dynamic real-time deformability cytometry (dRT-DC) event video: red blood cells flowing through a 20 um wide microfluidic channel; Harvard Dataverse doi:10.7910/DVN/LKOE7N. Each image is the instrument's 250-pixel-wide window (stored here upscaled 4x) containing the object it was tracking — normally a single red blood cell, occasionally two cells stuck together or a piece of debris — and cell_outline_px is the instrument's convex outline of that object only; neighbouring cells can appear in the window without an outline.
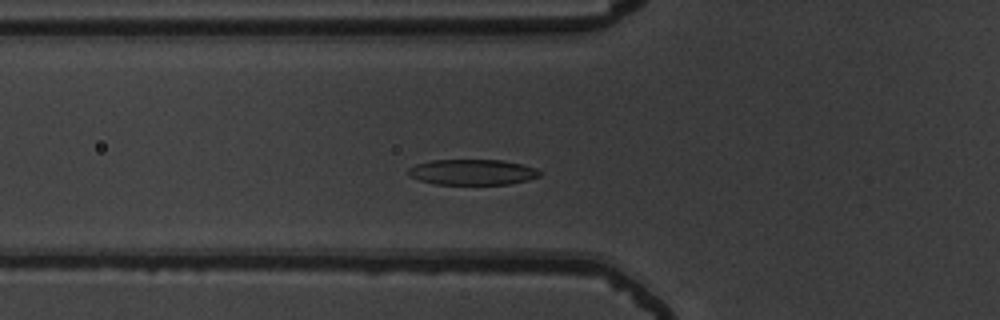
{"species": "common noctule bat (a hibernating species)", "species_latin": "Nyctalus noctula", "temperature_condition": "warm", "stored_images_in_passage": 48, "camera_frame_rate_fps": 3000, "um_per_image_px": 0.085, "animal": {"sex": "male", "body_mass_g": 19.5, "forearm_length_mm": 54.6}, "frame": {"image": 1, "passage_image": 13, "time_ms": 4.0, "image_size_px": [1000, 320], "cell_outline_px": [[544, 172], [540, 176], [528, 180], [508, 184], [436, 184], [420, 180], [408, 176], [408, 168], [416, 164], [432, 160], [500, 160], [520, 164], [536, 168]], "centroid_in_image_um": [40.16, 14.63], "position_along_channel_um": 85.6, "area_um2": 19.59}}
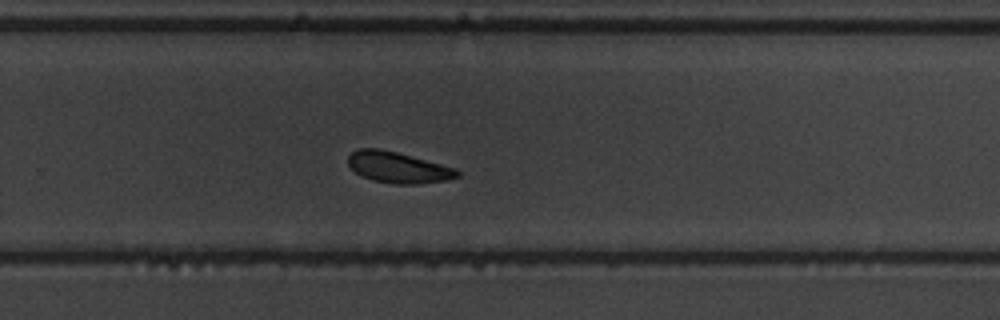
{"frame": {"image": 2, "passage_image": 30, "time_ms": 9.667, "image_size_px": [1000, 320], "cell_outline_px": [[460, 176], [448, 180], [416, 184], [396, 184], [372, 180], [356, 172], [348, 164], [348, 156], [356, 148], [380, 148], [396, 152], [456, 168], [460, 172]], "centroid_in_image_um": [33.84, 14.23], "position_along_channel_um": 296.0, "area_um2": 19.65}}
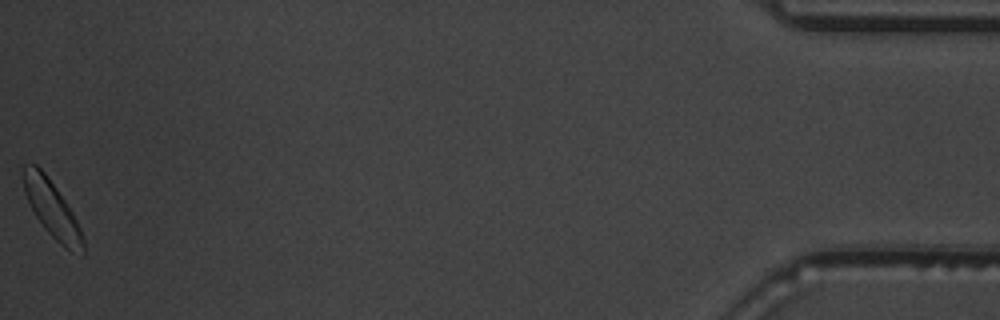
{"frame": {"image": 3, "passage_image": 48, "time_ms": 15.667, "image_size_px": [1000, 320], "cell_outline_px": [[84, 256], [64, 248], [44, 228], [36, 216], [24, 192], [20, 176], [20, 168], [24, 164], [36, 164], [44, 172], [56, 188], [72, 212], [84, 236]], "centroid_in_image_um": [4.38, 17.74], "position_along_channel_um": 430.8, "area_um2": 19.77}, "authors_computed_cell_mechanics": {"area_um2": 20.0566, "velocity_mm_per_s": 3.7187, "shape_relaxation_time_tau1_ms": 1.9879, "shape_relaxation_time_tau2_ms": 3.5453, "deformation_change_tau1": 0.1009, "deformation_change_tau2": 0.0908}}